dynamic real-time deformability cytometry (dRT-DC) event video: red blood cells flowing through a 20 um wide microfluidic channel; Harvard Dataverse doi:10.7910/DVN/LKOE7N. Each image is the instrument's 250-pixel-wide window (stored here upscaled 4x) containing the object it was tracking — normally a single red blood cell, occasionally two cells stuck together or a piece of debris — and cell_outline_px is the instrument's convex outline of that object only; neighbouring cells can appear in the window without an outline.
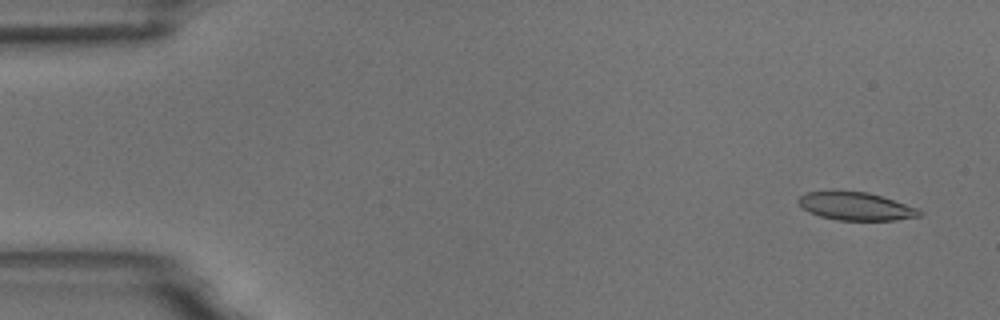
{"species": "common noctule bat (a hibernating species)", "species_latin": "Nyctalus noctula", "temperature_condition": "room temperature", "stored_images_in_passage": 6, "camera_frame_rate_fps": 3000, "um_per_image_px": 0.085, "animal": {"sex": "male", "body_mass_g": 18.8}, "frame": {"image": 1, "passage_image": 1, "time_ms": 0.0, "image_size_px": [1000, 320], "cell_outline_px": [[924, 212], [920, 216], [892, 220], [836, 220], [820, 216], [808, 212], [796, 200], [800, 196], [808, 192], [832, 188], [868, 192], [916, 208]], "centroid_in_image_um": [72.66, 17.49], "position_along_channel_um": 12.3, "area_um2": 20.11}}